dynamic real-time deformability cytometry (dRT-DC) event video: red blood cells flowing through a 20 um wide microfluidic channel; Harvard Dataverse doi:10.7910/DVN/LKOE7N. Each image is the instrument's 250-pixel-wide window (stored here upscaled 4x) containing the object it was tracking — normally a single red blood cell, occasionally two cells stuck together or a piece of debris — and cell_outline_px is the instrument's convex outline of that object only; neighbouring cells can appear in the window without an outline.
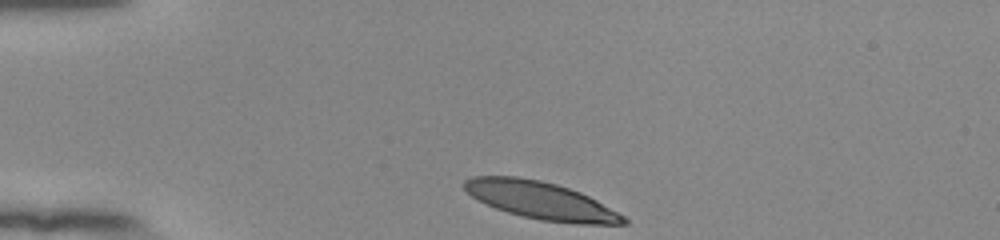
{"species": "human", "species_latin": "Homo sapiens", "temperature_condition": "room temperature", "stored_images_in_passage": 34, "camera_frame_rate_fps": 3000, "um_per_image_px": 0.085, "donor": {"sex": "female"}, "frame": {"image": 1, "passage_image": 1, "time_ms": 0.0, "image_size_px": [1000, 240], "cell_outline_px": [[628, 224], [576, 224], [540, 220], [508, 212], [496, 208], [472, 196], [464, 188], [464, 180], [472, 176], [516, 176], [540, 180], [556, 184], [580, 192], [596, 200], [624, 216], [628, 220]], "centroid_in_image_um": [45.98, 17.04], "position_along_channel_um": 39.0, "area_um2": 34.39}}
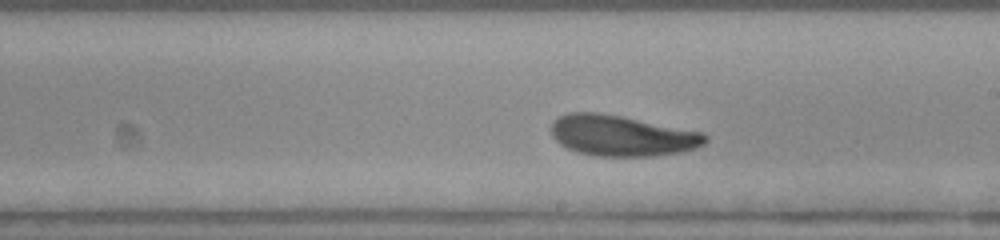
{"frame": {"image": 2, "passage_image": 20, "time_ms": 6.333, "image_size_px": [1000, 240], "cell_outline_px": [[708, 140], [704, 144], [696, 148], [680, 152], [652, 156], [596, 156], [576, 152], [560, 144], [552, 136], [552, 120], [568, 112], [596, 112], [620, 116], [704, 132], [708, 136]], "centroid_in_image_um": [52.86, 11.53], "position_along_channel_um": 236.1, "area_um2": 36.65}}
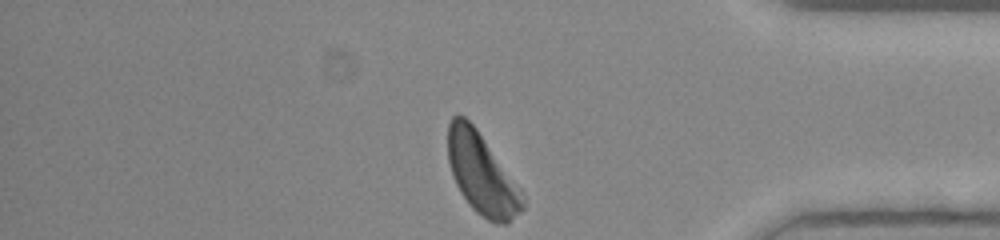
{"frame": {"image": 3, "passage_image": 34, "time_ms": 11.0, "image_size_px": [1000, 240], "cell_outline_px": [[524, 208], [508, 224], [496, 224], [488, 220], [476, 212], [472, 208], [460, 192], [452, 176], [448, 160], [448, 124], [452, 116], [464, 116], [476, 128], [520, 188], [524, 204]], "centroid_in_image_um": [40.94, 14.81], "position_along_channel_um": 394.3, "area_um2": 34.85}, "authors_computed_cell_mechanics": {"area_um2": 35.9516, "velocity_mm_per_s": 3.8291, "shape_relaxation_time_tau1_ms": 3.6936, "shape_relaxation_time_tau2_ms": 3.1642, "deformation_change_tau1": 0.1401, "deformation_change_tau2": 0.105}}